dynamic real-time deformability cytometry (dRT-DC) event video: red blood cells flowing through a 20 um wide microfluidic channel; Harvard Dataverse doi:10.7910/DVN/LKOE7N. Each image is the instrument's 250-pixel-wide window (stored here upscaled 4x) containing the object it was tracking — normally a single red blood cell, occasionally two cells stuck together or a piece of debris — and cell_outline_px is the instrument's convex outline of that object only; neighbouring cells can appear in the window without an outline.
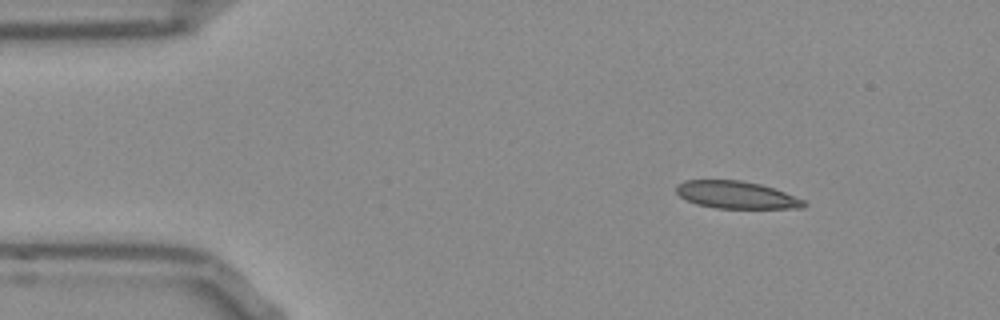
{"species": "Egyptian fruit bat (a non-hibernating species)", "species_latin": "Rousettus aegyptiacus", "temperature_condition": "room temperature", "stored_images_in_passage": 46, "camera_frame_rate_fps": 3000, "um_per_image_px": 0.085, "frame": {"image": 1, "passage_image": 1, "time_ms": 0.0, "image_size_px": [1000, 320], "cell_outline_px": [[808, 204], [804, 208], [716, 208], [696, 204], [680, 196], [676, 192], [676, 184], [684, 180], [740, 180], [760, 184], [784, 192], [804, 200]], "centroid_in_image_um": [62.57, 16.56], "position_along_channel_um": 22.4, "area_um2": 20.29}}
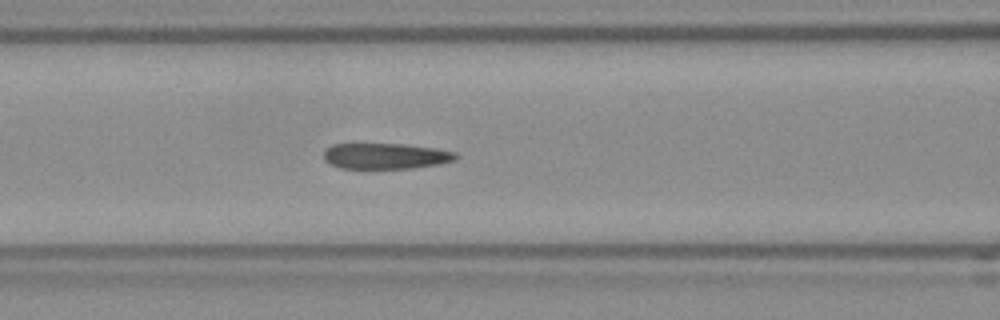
{"frame": {"image": 2, "passage_image": 15, "time_ms": 4.667, "image_size_px": [1000, 320], "cell_outline_px": [[460, 156], [456, 160], [440, 164], [412, 168], [340, 168], [324, 160], [324, 152], [332, 144], [404, 144], [436, 148], [456, 152]], "centroid_in_image_um": [32.84, 13.26], "position_along_channel_um": 133.8, "area_um2": 19.88}}
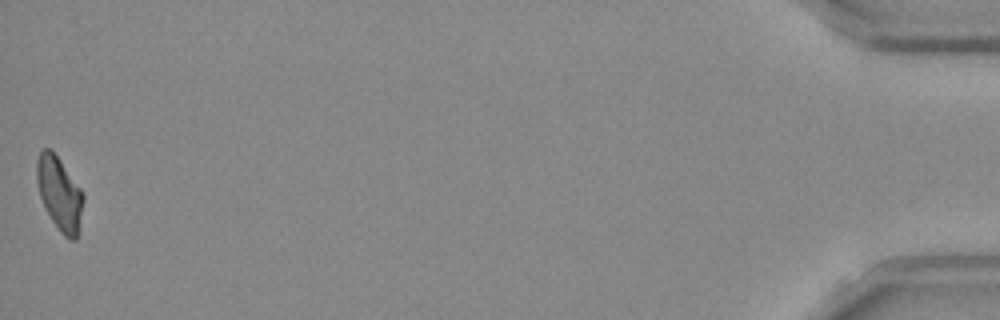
{"frame": {"image": 3, "passage_image": 46, "time_ms": 15.0, "image_size_px": [1000, 320], "cell_outline_px": [[84, 200], [76, 240], [68, 240], [60, 232], [44, 208], [40, 196], [36, 180], [36, 160], [40, 152], [44, 148], [48, 148], [60, 160], [80, 188], [84, 196]], "centroid_in_image_um": [5.04, 16.47], "position_along_channel_um": 430.2, "area_um2": 19.77}, "authors_computed_cell_mechanics": {"area_um2": 20.6635, "velocity_mm_per_s": 3.8605, "shape_relaxation_time_tau1_ms": null, "shape_relaxation_time_tau2_ms": 4.8288, "deformation_change_tau1": null, "deformation_change_tau2": 0.1058}}